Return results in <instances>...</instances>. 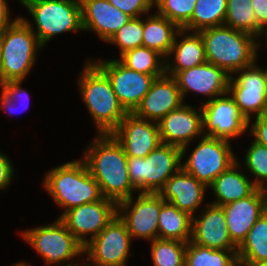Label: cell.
<instances>
[{"mask_svg": "<svg viewBox=\"0 0 267 266\" xmlns=\"http://www.w3.org/2000/svg\"><path fill=\"white\" fill-rule=\"evenodd\" d=\"M84 151L82 160L99 184L102 196L117 204L137 191L131 184L127 160L122 145L112 134H97Z\"/></svg>", "mask_w": 267, "mask_h": 266, "instance_id": "6da1fadb", "label": "cell"}, {"mask_svg": "<svg viewBox=\"0 0 267 266\" xmlns=\"http://www.w3.org/2000/svg\"><path fill=\"white\" fill-rule=\"evenodd\" d=\"M78 78L79 92L98 130L96 134H111L127 112L120 105L110 80L89 59Z\"/></svg>", "mask_w": 267, "mask_h": 266, "instance_id": "7a4b0ae2", "label": "cell"}, {"mask_svg": "<svg viewBox=\"0 0 267 266\" xmlns=\"http://www.w3.org/2000/svg\"><path fill=\"white\" fill-rule=\"evenodd\" d=\"M45 174V191L58 207L65 209L60 217L72 208L103 198L99 184L82 159L63 163Z\"/></svg>", "mask_w": 267, "mask_h": 266, "instance_id": "3957f363", "label": "cell"}, {"mask_svg": "<svg viewBox=\"0 0 267 266\" xmlns=\"http://www.w3.org/2000/svg\"><path fill=\"white\" fill-rule=\"evenodd\" d=\"M206 62L223 69L229 76L257 61L256 37L221 25L199 31Z\"/></svg>", "mask_w": 267, "mask_h": 266, "instance_id": "277c9868", "label": "cell"}, {"mask_svg": "<svg viewBox=\"0 0 267 266\" xmlns=\"http://www.w3.org/2000/svg\"><path fill=\"white\" fill-rule=\"evenodd\" d=\"M19 2L33 17L37 30L33 27L34 24L21 16L37 36L42 47L58 34L83 30L80 0H19Z\"/></svg>", "mask_w": 267, "mask_h": 266, "instance_id": "5b68a950", "label": "cell"}, {"mask_svg": "<svg viewBox=\"0 0 267 266\" xmlns=\"http://www.w3.org/2000/svg\"><path fill=\"white\" fill-rule=\"evenodd\" d=\"M42 46L30 26L19 16L0 36L4 82L23 81L31 72Z\"/></svg>", "mask_w": 267, "mask_h": 266, "instance_id": "8992f818", "label": "cell"}, {"mask_svg": "<svg viewBox=\"0 0 267 266\" xmlns=\"http://www.w3.org/2000/svg\"><path fill=\"white\" fill-rule=\"evenodd\" d=\"M180 147L161 143L146 157L128 156L131 184L140 193H159L165 182L182 167Z\"/></svg>", "mask_w": 267, "mask_h": 266, "instance_id": "52a82bcc", "label": "cell"}, {"mask_svg": "<svg viewBox=\"0 0 267 266\" xmlns=\"http://www.w3.org/2000/svg\"><path fill=\"white\" fill-rule=\"evenodd\" d=\"M23 239L43 258L47 265L61 266V263L84 254V246L71 234L59 219L46 226L21 232Z\"/></svg>", "mask_w": 267, "mask_h": 266, "instance_id": "ba28073f", "label": "cell"}, {"mask_svg": "<svg viewBox=\"0 0 267 266\" xmlns=\"http://www.w3.org/2000/svg\"><path fill=\"white\" fill-rule=\"evenodd\" d=\"M231 146L230 141L202 136L186 162L181 164L182 168L209 187L237 160Z\"/></svg>", "mask_w": 267, "mask_h": 266, "instance_id": "9c48e42d", "label": "cell"}, {"mask_svg": "<svg viewBox=\"0 0 267 266\" xmlns=\"http://www.w3.org/2000/svg\"><path fill=\"white\" fill-rule=\"evenodd\" d=\"M235 73L239 75L230 76L228 93L250 124L252 114L255 117L267 114V69L255 61Z\"/></svg>", "mask_w": 267, "mask_h": 266, "instance_id": "30bf717a", "label": "cell"}, {"mask_svg": "<svg viewBox=\"0 0 267 266\" xmlns=\"http://www.w3.org/2000/svg\"><path fill=\"white\" fill-rule=\"evenodd\" d=\"M131 242L125 224L116 216L84 246L85 261L92 266H126Z\"/></svg>", "mask_w": 267, "mask_h": 266, "instance_id": "8fae6325", "label": "cell"}, {"mask_svg": "<svg viewBox=\"0 0 267 266\" xmlns=\"http://www.w3.org/2000/svg\"><path fill=\"white\" fill-rule=\"evenodd\" d=\"M166 201L158 193H140L117 205V216L125 224L131 238L152 241L158 238V217ZM134 203V204H133Z\"/></svg>", "mask_w": 267, "mask_h": 266, "instance_id": "7c38bea8", "label": "cell"}, {"mask_svg": "<svg viewBox=\"0 0 267 266\" xmlns=\"http://www.w3.org/2000/svg\"><path fill=\"white\" fill-rule=\"evenodd\" d=\"M108 77L120 105L133 113L151 88L156 77L128 69L118 59L92 60Z\"/></svg>", "mask_w": 267, "mask_h": 266, "instance_id": "4fadbf2b", "label": "cell"}, {"mask_svg": "<svg viewBox=\"0 0 267 266\" xmlns=\"http://www.w3.org/2000/svg\"><path fill=\"white\" fill-rule=\"evenodd\" d=\"M203 134L227 141L238 138L249 128L233 98L226 93L213 100L202 101Z\"/></svg>", "mask_w": 267, "mask_h": 266, "instance_id": "5bb4252c", "label": "cell"}, {"mask_svg": "<svg viewBox=\"0 0 267 266\" xmlns=\"http://www.w3.org/2000/svg\"><path fill=\"white\" fill-rule=\"evenodd\" d=\"M117 203L106 198L85 203L66 211L59 219L71 234L85 246L96 237L116 216ZM89 237V239L87 237Z\"/></svg>", "mask_w": 267, "mask_h": 266, "instance_id": "9a60e30c", "label": "cell"}, {"mask_svg": "<svg viewBox=\"0 0 267 266\" xmlns=\"http://www.w3.org/2000/svg\"><path fill=\"white\" fill-rule=\"evenodd\" d=\"M194 108L183 104L158 122L161 142L180 147L182 160L190 142L197 136H204L202 109L200 107L198 113Z\"/></svg>", "mask_w": 267, "mask_h": 266, "instance_id": "2e32d148", "label": "cell"}, {"mask_svg": "<svg viewBox=\"0 0 267 266\" xmlns=\"http://www.w3.org/2000/svg\"><path fill=\"white\" fill-rule=\"evenodd\" d=\"M111 134L122 145L125 154L132 157H146L162 143L158 123L134 113H127Z\"/></svg>", "mask_w": 267, "mask_h": 266, "instance_id": "e0dca14e", "label": "cell"}, {"mask_svg": "<svg viewBox=\"0 0 267 266\" xmlns=\"http://www.w3.org/2000/svg\"><path fill=\"white\" fill-rule=\"evenodd\" d=\"M173 78L184 100L188 92L206 95L208 100L228 93L230 76L220 67L209 62L177 72Z\"/></svg>", "mask_w": 267, "mask_h": 266, "instance_id": "ac0fdd59", "label": "cell"}, {"mask_svg": "<svg viewBox=\"0 0 267 266\" xmlns=\"http://www.w3.org/2000/svg\"><path fill=\"white\" fill-rule=\"evenodd\" d=\"M191 241L215 250H237L226 225V216L221 206L209 202L200 215L192 217Z\"/></svg>", "mask_w": 267, "mask_h": 266, "instance_id": "d6986e66", "label": "cell"}, {"mask_svg": "<svg viewBox=\"0 0 267 266\" xmlns=\"http://www.w3.org/2000/svg\"><path fill=\"white\" fill-rule=\"evenodd\" d=\"M184 103L176 80L165 74L155 79L133 113L137 117L158 123L165 115L180 108Z\"/></svg>", "mask_w": 267, "mask_h": 266, "instance_id": "ffe728a7", "label": "cell"}, {"mask_svg": "<svg viewBox=\"0 0 267 266\" xmlns=\"http://www.w3.org/2000/svg\"><path fill=\"white\" fill-rule=\"evenodd\" d=\"M232 242L239 247L249 230L266 212L263 189L257 188L251 195L221 206Z\"/></svg>", "mask_w": 267, "mask_h": 266, "instance_id": "44dd1931", "label": "cell"}, {"mask_svg": "<svg viewBox=\"0 0 267 266\" xmlns=\"http://www.w3.org/2000/svg\"><path fill=\"white\" fill-rule=\"evenodd\" d=\"M80 2L83 31H93L106 43L131 18L108 0H80Z\"/></svg>", "mask_w": 267, "mask_h": 266, "instance_id": "7402d4cb", "label": "cell"}, {"mask_svg": "<svg viewBox=\"0 0 267 266\" xmlns=\"http://www.w3.org/2000/svg\"><path fill=\"white\" fill-rule=\"evenodd\" d=\"M207 188L181 167L165 182L158 194L166 202L194 217L195 211L204 200Z\"/></svg>", "mask_w": 267, "mask_h": 266, "instance_id": "603a6c76", "label": "cell"}, {"mask_svg": "<svg viewBox=\"0 0 267 266\" xmlns=\"http://www.w3.org/2000/svg\"><path fill=\"white\" fill-rule=\"evenodd\" d=\"M178 37H181V40ZM174 60H166V75L174 76L177 72L190 69L206 62L205 49L199 32L180 29L174 39L169 56Z\"/></svg>", "mask_w": 267, "mask_h": 266, "instance_id": "cb8c5ba5", "label": "cell"}, {"mask_svg": "<svg viewBox=\"0 0 267 266\" xmlns=\"http://www.w3.org/2000/svg\"><path fill=\"white\" fill-rule=\"evenodd\" d=\"M237 160L222 172L208 187L213 191L216 200L213 205L223 206L233 201L243 199L251 195L257 187L252 180L241 171Z\"/></svg>", "mask_w": 267, "mask_h": 266, "instance_id": "d4e9b609", "label": "cell"}, {"mask_svg": "<svg viewBox=\"0 0 267 266\" xmlns=\"http://www.w3.org/2000/svg\"><path fill=\"white\" fill-rule=\"evenodd\" d=\"M143 20V43L142 46L156 50L166 60L174 43L175 36L180 28L157 12Z\"/></svg>", "mask_w": 267, "mask_h": 266, "instance_id": "484cf974", "label": "cell"}, {"mask_svg": "<svg viewBox=\"0 0 267 266\" xmlns=\"http://www.w3.org/2000/svg\"><path fill=\"white\" fill-rule=\"evenodd\" d=\"M192 237V217L169 202L161 206L158 238L188 243Z\"/></svg>", "mask_w": 267, "mask_h": 266, "instance_id": "4316f807", "label": "cell"}, {"mask_svg": "<svg viewBox=\"0 0 267 266\" xmlns=\"http://www.w3.org/2000/svg\"><path fill=\"white\" fill-rule=\"evenodd\" d=\"M237 259L239 266L267 261V212L257 220L238 247Z\"/></svg>", "mask_w": 267, "mask_h": 266, "instance_id": "83f0119b", "label": "cell"}, {"mask_svg": "<svg viewBox=\"0 0 267 266\" xmlns=\"http://www.w3.org/2000/svg\"><path fill=\"white\" fill-rule=\"evenodd\" d=\"M118 60L128 69L156 78L166 74V58L156 50L144 46L126 51Z\"/></svg>", "mask_w": 267, "mask_h": 266, "instance_id": "f1b7e54d", "label": "cell"}, {"mask_svg": "<svg viewBox=\"0 0 267 266\" xmlns=\"http://www.w3.org/2000/svg\"><path fill=\"white\" fill-rule=\"evenodd\" d=\"M226 9L227 0H197L191 20L183 29L199 32L224 25Z\"/></svg>", "mask_w": 267, "mask_h": 266, "instance_id": "f546056e", "label": "cell"}, {"mask_svg": "<svg viewBox=\"0 0 267 266\" xmlns=\"http://www.w3.org/2000/svg\"><path fill=\"white\" fill-rule=\"evenodd\" d=\"M185 266H239L237 250H215L190 240L186 246Z\"/></svg>", "mask_w": 267, "mask_h": 266, "instance_id": "4dcf8cb0", "label": "cell"}, {"mask_svg": "<svg viewBox=\"0 0 267 266\" xmlns=\"http://www.w3.org/2000/svg\"><path fill=\"white\" fill-rule=\"evenodd\" d=\"M224 25L257 38V21L251 0H227Z\"/></svg>", "mask_w": 267, "mask_h": 266, "instance_id": "1f68e13d", "label": "cell"}, {"mask_svg": "<svg viewBox=\"0 0 267 266\" xmlns=\"http://www.w3.org/2000/svg\"><path fill=\"white\" fill-rule=\"evenodd\" d=\"M150 243L153 266H185L186 242L157 238Z\"/></svg>", "mask_w": 267, "mask_h": 266, "instance_id": "d6a6232c", "label": "cell"}, {"mask_svg": "<svg viewBox=\"0 0 267 266\" xmlns=\"http://www.w3.org/2000/svg\"><path fill=\"white\" fill-rule=\"evenodd\" d=\"M197 0H154L157 13L183 29L191 20Z\"/></svg>", "mask_w": 267, "mask_h": 266, "instance_id": "836d02e7", "label": "cell"}, {"mask_svg": "<svg viewBox=\"0 0 267 266\" xmlns=\"http://www.w3.org/2000/svg\"><path fill=\"white\" fill-rule=\"evenodd\" d=\"M244 166L254 175L252 182L257 188L267 187V147L252 141L246 150ZM266 183V184H265Z\"/></svg>", "mask_w": 267, "mask_h": 266, "instance_id": "e575fe53", "label": "cell"}, {"mask_svg": "<svg viewBox=\"0 0 267 266\" xmlns=\"http://www.w3.org/2000/svg\"><path fill=\"white\" fill-rule=\"evenodd\" d=\"M117 45L120 56L128 50L142 46L143 43V19L140 17L130 18L108 41Z\"/></svg>", "mask_w": 267, "mask_h": 266, "instance_id": "d590c367", "label": "cell"}, {"mask_svg": "<svg viewBox=\"0 0 267 266\" xmlns=\"http://www.w3.org/2000/svg\"><path fill=\"white\" fill-rule=\"evenodd\" d=\"M23 81H10L6 82L3 85L1 95H0V109L3 111L9 112V114L18 112L17 105L20 108L22 107V110H26L28 108V102L27 101L29 94L25 90V88H21V84ZM23 101L26 103H23Z\"/></svg>", "mask_w": 267, "mask_h": 266, "instance_id": "8d00e7d4", "label": "cell"}, {"mask_svg": "<svg viewBox=\"0 0 267 266\" xmlns=\"http://www.w3.org/2000/svg\"><path fill=\"white\" fill-rule=\"evenodd\" d=\"M113 6L131 18L149 14L154 8V0H108Z\"/></svg>", "mask_w": 267, "mask_h": 266, "instance_id": "74e56055", "label": "cell"}, {"mask_svg": "<svg viewBox=\"0 0 267 266\" xmlns=\"http://www.w3.org/2000/svg\"><path fill=\"white\" fill-rule=\"evenodd\" d=\"M248 127L254 141L267 147V114L255 117L254 123Z\"/></svg>", "mask_w": 267, "mask_h": 266, "instance_id": "f35d334b", "label": "cell"}, {"mask_svg": "<svg viewBox=\"0 0 267 266\" xmlns=\"http://www.w3.org/2000/svg\"><path fill=\"white\" fill-rule=\"evenodd\" d=\"M11 160L6 154L0 152V190H3L11 185L13 180L14 168Z\"/></svg>", "mask_w": 267, "mask_h": 266, "instance_id": "ab89813d", "label": "cell"}, {"mask_svg": "<svg viewBox=\"0 0 267 266\" xmlns=\"http://www.w3.org/2000/svg\"><path fill=\"white\" fill-rule=\"evenodd\" d=\"M254 16L257 21V35L262 25L267 22V0H251Z\"/></svg>", "mask_w": 267, "mask_h": 266, "instance_id": "60d3db41", "label": "cell"}, {"mask_svg": "<svg viewBox=\"0 0 267 266\" xmlns=\"http://www.w3.org/2000/svg\"><path fill=\"white\" fill-rule=\"evenodd\" d=\"M10 10L6 0H0V36L9 28V26L17 19H10Z\"/></svg>", "mask_w": 267, "mask_h": 266, "instance_id": "b9f144b4", "label": "cell"}, {"mask_svg": "<svg viewBox=\"0 0 267 266\" xmlns=\"http://www.w3.org/2000/svg\"><path fill=\"white\" fill-rule=\"evenodd\" d=\"M263 35H264V37L266 36L265 38H267V22L264 25L261 26L260 31H259V33L257 35V38H256V39H258V40H256V49H257V52H258V48L260 46L259 38L258 37L259 36L262 37ZM266 45H267V41H266Z\"/></svg>", "mask_w": 267, "mask_h": 266, "instance_id": "7bdbcfd3", "label": "cell"}, {"mask_svg": "<svg viewBox=\"0 0 267 266\" xmlns=\"http://www.w3.org/2000/svg\"><path fill=\"white\" fill-rule=\"evenodd\" d=\"M5 84L3 75H2V68H1V58H0V89L2 91L3 85Z\"/></svg>", "mask_w": 267, "mask_h": 266, "instance_id": "ee69618b", "label": "cell"}, {"mask_svg": "<svg viewBox=\"0 0 267 266\" xmlns=\"http://www.w3.org/2000/svg\"><path fill=\"white\" fill-rule=\"evenodd\" d=\"M264 195H265V210L267 212V187L263 189Z\"/></svg>", "mask_w": 267, "mask_h": 266, "instance_id": "f6af8a7d", "label": "cell"}, {"mask_svg": "<svg viewBox=\"0 0 267 266\" xmlns=\"http://www.w3.org/2000/svg\"><path fill=\"white\" fill-rule=\"evenodd\" d=\"M252 266H267V261H261V262L253 264Z\"/></svg>", "mask_w": 267, "mask_h": 266, "instance_id": "bcb514c9", "label": "cell"}, {"mask_svg": "<svg viewBox=\"0 0 267 266\" xmlns=\"http://www.w3.org/2000/svg\"><path fill=\"white\" fill-rule=\"evenodd\" d=\"M12 266H30V264H27L26 262H17L16 264Z\"/></svg>", "mask_w": 267, "mask_h": 266, "instance_id": "7dc6e473", "label": "cell"}, {"mask_svg": "<svg viewBox=\"0 0 267 266\" xmlns=\"http://www.w3.org/2000/svg\"><path fill=\"white\" fill-rule=\"evenodd\" d=\"M67 266V265H66ZM68 266H80V264L75 263L74 265H68ZM82 266H88V261L84 263V265L82 264Z\"/></svg>", "mask_w": 267, "mask_h": 266, "instance_id": "c3c4849f", "label": "cell"}]
</instances>
